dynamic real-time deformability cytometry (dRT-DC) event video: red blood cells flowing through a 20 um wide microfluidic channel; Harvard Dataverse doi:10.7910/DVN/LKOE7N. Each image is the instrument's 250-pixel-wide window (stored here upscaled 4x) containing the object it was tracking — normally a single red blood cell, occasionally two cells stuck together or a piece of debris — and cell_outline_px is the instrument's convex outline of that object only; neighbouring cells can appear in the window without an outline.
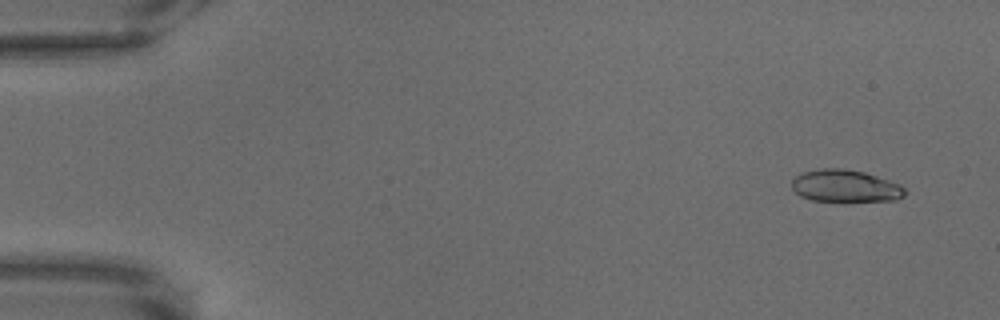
{"species": "common noctule bat (a hibernating species)", "species_latin": "Nyctalus noctula", "temperature_condition": "warm", "stored_images_in_passage": 69, "camera_frame_rate_fps": 3000, "um_per_image_px": 0.085, "animal": {"sex": "male", "body_mass_g": 18.8}, "frame": {"image": 1, "passage_image": 5, "time_ms": 1.333, "image_size_px": [1000, 320], "cell_outline_px": [[904, 196], [896, 200], [844, 204], [840, 204], [812, 200], [800, 196], [792, 188], [792, 180], [800, 172], [820, 168], [844, 168], [864, 172], [900, 184], [904, 188]], "centroid_in_image_um": [71.83, 15.86], "position_along_channel_um": 13.2, "area_um2": 22.25}}
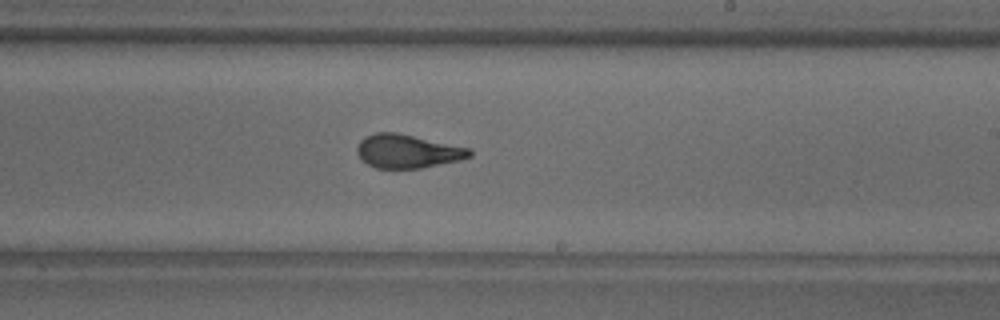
{"frame": {"image": 2, "passage_image": 42, "time_ms": 13.667, "image_size_px": [1000, 320], "cell_outline_px": [[472, 156], [460, 160], [420, 168], [376, 168], [360, 160], [356, 152], [356, 148], [360, 140], [364, 136], [376, 132], [396, 132], [472, 148]], "centroid_in_image_um": [34.62, 12.85], "position_along_channel_um": 254.4, "area_um2": 22.25}}
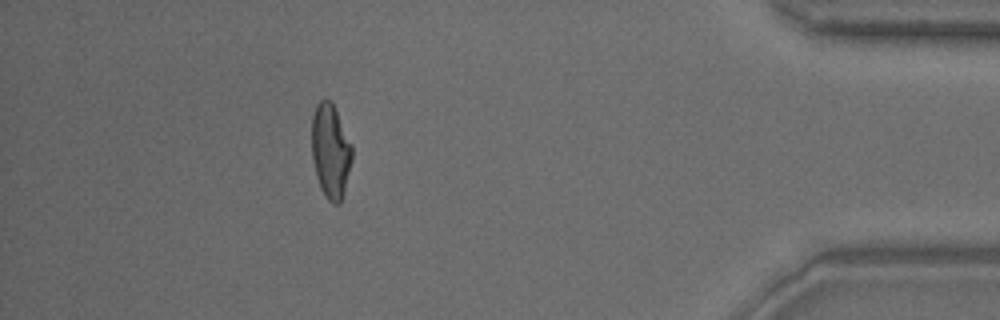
{"frame": {"image": 3, "passage_image": 62, "time_ms": 20.333, "image_size_px": [1000, 320], "cell_outline_px": [[352, 160], [344, 192], [340, 204], [332, 204], [328, 200], [320, 188], [316, 176], [312, 160], [312, 116], [316, 104], [320, 100], [332, 100], [352, 144]], "centroid_in_image_um": [28.1, 12.83], "position_along_channel_um": 407.1, "area_um2": 22.43}}